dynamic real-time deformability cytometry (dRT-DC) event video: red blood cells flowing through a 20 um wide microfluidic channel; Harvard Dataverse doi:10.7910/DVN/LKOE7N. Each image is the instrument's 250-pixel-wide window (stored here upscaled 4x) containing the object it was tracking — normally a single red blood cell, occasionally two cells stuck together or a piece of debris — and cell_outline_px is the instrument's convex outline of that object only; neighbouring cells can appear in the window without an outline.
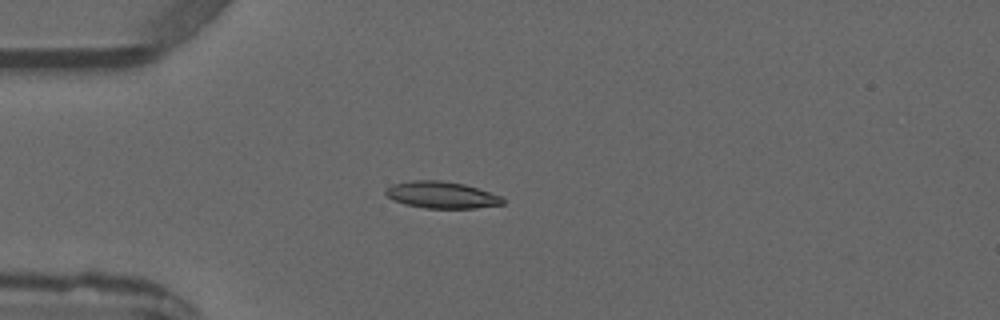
{"species": "common noctule bat (a hibernating species)", "species_latin": "Nyctalus noctula", "temperature_condition": "warm", "stored_images_in_passage": 4, "camera_frame_rate_fps": 3000, "um_per_image_px": 0.085, "animal": {"sex": "male", "forearm_length_mm": 52.5}, "frame": {"image": 1, "passage_image": 3, "time_ms": 2.333, "image_size_px": [1000, 320], "cell_outline_px": [[504, 204], [476, 208], [424, 208], [404, 204], [392, 200], [384, 192], [384, 188], [392, 184], [412, 180], [440, 180], [464, 184], [504, 196]], "centroid_in_image_um": [37.53, 16.56], "position_along_channel_um": 47.5, "area_um2": 18.5}}